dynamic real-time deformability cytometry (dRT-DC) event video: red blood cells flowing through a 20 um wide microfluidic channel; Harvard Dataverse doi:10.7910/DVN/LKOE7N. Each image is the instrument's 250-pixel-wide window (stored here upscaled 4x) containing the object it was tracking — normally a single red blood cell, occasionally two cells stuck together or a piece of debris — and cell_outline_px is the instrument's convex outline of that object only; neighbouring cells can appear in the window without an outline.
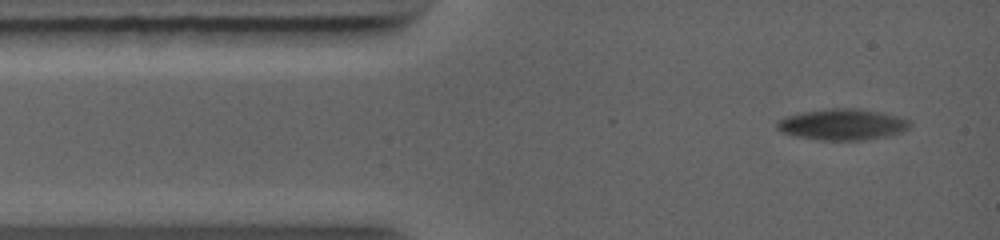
{"species": "common noctule bat (a hibernating species)", "species_latin": "Nyctalus noctula", "temperature_condition": "warm", "stored_images_in_passage": 11, "camera_frame_rate_fps": 5000, "um_per_image_px": 0.085, "animal": {"sex": "female", "body_mass_g": 19.0, "forearm_length_mm": 56.7}, "frame": {"image": 1, "passage_image": 1, "time_ms": 0.0, "image_size_px": [1000, 240], "cell_outline_px": [[912, 124], [908, 128], [900, 132], [884, 136], [864, 140], [820, 140], [796, 136], [780, 132], [776, 128], [776, 124], [784, 116], [800, 112], [832, 108], [860, 108], [884, 112], [912, 120]], "centroid_in_image_um": [71.61, 10.56], "position_along_channel_um": 13.4, "area_um2": 24.33}}
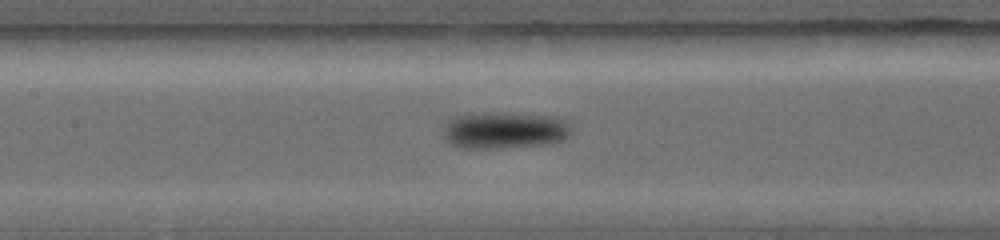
{"frame": {"image": 2, "passage_image": 7, "time_ms": 4.4, "image_size_px": [1000, 240], "cell_outline_px": [[572, 132], [568, 140], [552, 144], [492, 148], [456, 148], [448, 144], [444, 140], [444, 124], [448, 120], [456, 116], [472, 112], [508, 112], [556, 116], [572, 120]], "centroid_in_image_um": [42.96, 11.05], "position_along_channel_um": 164.4, "area_um2": 28.84}}
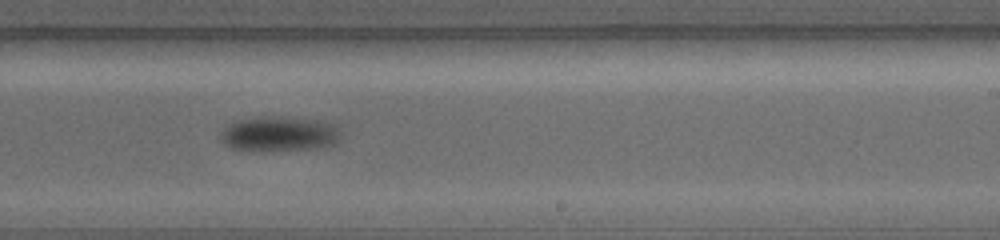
{"frame": {"image": 3, "passage_image": 10, "time_ms": 6.6, "image_size_px": [1000, 240], "cell_outline_px": [[340, 140], [332, 144], [312, 148], [232, 148], [224, 144], [220, 140], [220, 132], [224, 128], [236, 120], [256, 116], [280, 116], [320, 120], [336, 124], [340, 128]], "centroid_in_image_um": [23.75, 11.31], "position_along_channel_um": 265.2, "area_um2": 23.87}}